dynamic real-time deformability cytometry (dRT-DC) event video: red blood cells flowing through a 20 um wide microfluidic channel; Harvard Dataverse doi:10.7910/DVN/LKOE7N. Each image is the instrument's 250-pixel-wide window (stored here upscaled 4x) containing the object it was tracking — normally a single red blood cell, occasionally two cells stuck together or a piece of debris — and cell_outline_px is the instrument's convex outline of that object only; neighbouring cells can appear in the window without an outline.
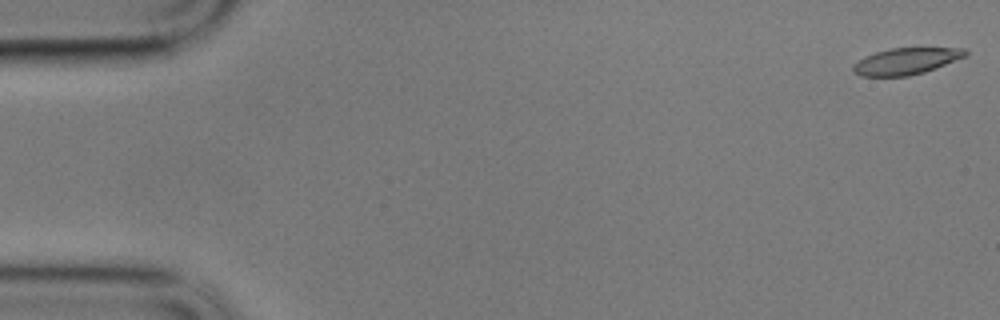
{"species": "common noctule bat (a hibernating species)", "species_latin": "Nyctalus noctula", "temperature_condition": "cold", "stored_images_in_passage": 14, "camera_frame_rate_fps": 3000, "um_per_image_px": 0.085, "animal": {"sex": "male", "body_mass_g": 17.9}, "frame": {"image": 1, "passage_image": 1, "time_ms": 0.0, "image_size_px": [1000, 320], "cell_outline_px": [[968, 56], [936, 68], [924, 72], [908, 76], [860, 76], [852, 72], [852, 68], [864, 56], [876, 52], [892, 48], [964, 48], [968, 52]], "centroid_in_image_um": [77.05, 5.2], "position_along_channel_um": 7.9, "area_um2": 17.34}}